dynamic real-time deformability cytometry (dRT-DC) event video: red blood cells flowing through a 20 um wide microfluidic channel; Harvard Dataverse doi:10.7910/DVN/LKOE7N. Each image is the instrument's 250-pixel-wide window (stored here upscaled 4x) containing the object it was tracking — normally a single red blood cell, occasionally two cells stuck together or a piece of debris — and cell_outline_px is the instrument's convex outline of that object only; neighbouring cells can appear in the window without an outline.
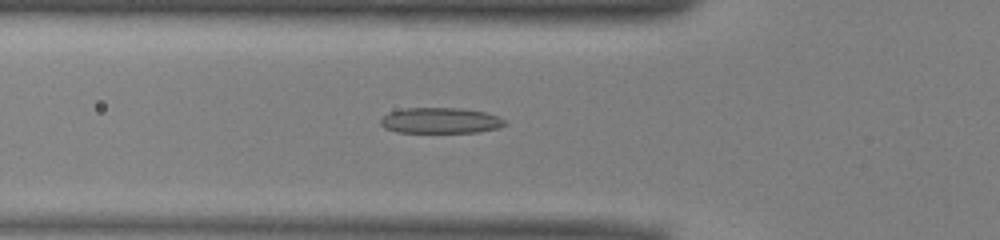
{"species": "common noctule bat (a hibernating species)", "species_latin": "Nyctalus noctula", "temperature_condition": "warm", "stored_images_in_passage": 47, "camera_frame_rate_fps": 3000, "um_per_image_px": 0.085, "animal": {"sex": "male", "body_mass_g": 13.0, "forearm_length_mm": 53.1}, "frame": {"image": 1, "passage_image": 13, "time_ms": 4.0, "image_size_px": [1000, 240], "cell_outline_px": [[508, 124], [496, 128], [480, 132], [396, 132], [384, 128], [380, 124], [380, 120], [388, 112], [404, 108], [464, 108], [484, 112], [508, 120]], "centroid_in_image_um": [37.44, 10.24], "position_along_channel_um": 88.4, "area_um2": 18.73}}
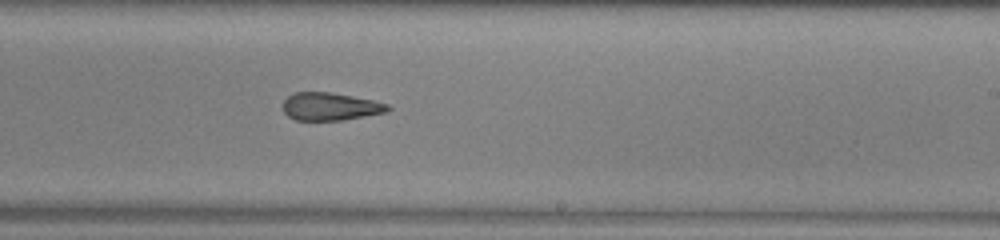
{"frame": {"image": 2, "passage_image": 26, "time_ms": 8.333, "image_size_px": [1000, 240], "cell_outline_px": [[392, 108], [388, 112], [344, 120], [296, 120], [288, 116], [284, 112], [284, 100], [288, 96], [296, 92], [328, 92], [352, 96], [372, 100], [388, 104]], "centroid_in_image_um": [28.1, 9.06], "position_along_channel_um": 260.9, "area_um2": 16.94}}
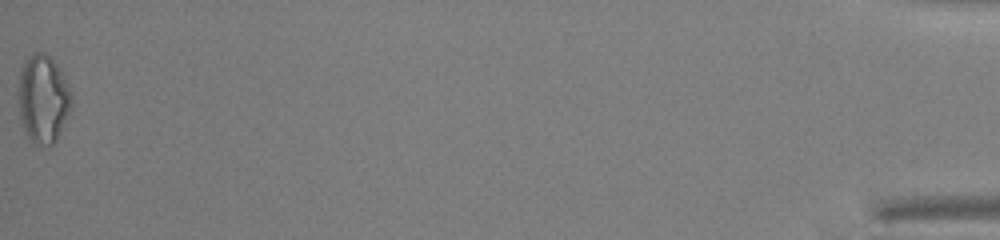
{"frame": {"image": 3, "passage_image": 47, "time_ms": 15.333, "image_size_px": [1000, 240], "cell_outline_px": [[72, 104], [56, 140], [52, 144], [32, 144], [24, 128], [20, 116], [20, 68], [24, 60], [32, 52], [44, 52], [56, 64], [72, 92]], "centroid_in_image_um": [3.67, 8.38], "position_along_channel_um": 431.5, "area_um2": 26.76}, "authors_computed_cell_mechanics": {"area_um2": 18.7272, "velocity_mm_per_s": 3.9856, "shape_relaxation_time_tau1_ms": 7.7447, "shape_relaxation_time_tau2_ms": 3.9661, "deformation_change_tau1": 0.1925, "deformation_change_tau2": 0.156}}